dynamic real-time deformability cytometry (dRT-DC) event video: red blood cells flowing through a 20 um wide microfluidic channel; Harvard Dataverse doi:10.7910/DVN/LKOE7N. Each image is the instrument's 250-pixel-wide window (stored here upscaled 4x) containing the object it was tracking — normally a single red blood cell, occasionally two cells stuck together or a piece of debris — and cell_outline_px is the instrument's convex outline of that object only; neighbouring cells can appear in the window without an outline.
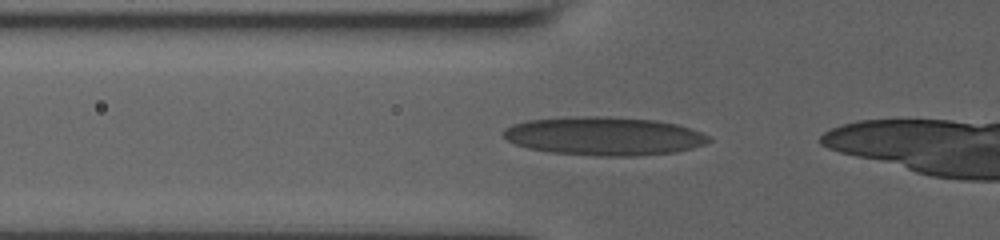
{"species": "human", "species_latin": "Homo sapiens", "temperature_condition": "room temperature", "stored_images_in_passage": 13, "camera_frame_rate_fps": 3000, "um_per_image_px": 0.085, "donor": {"sex": "male"}, "frame": {"image": 1, "passage_image": 6, "time_ms": 3.0, "image_size_px": [1000, 240], "cell_outline_px": [[712, 140], [704, 144], [692, 148], [676, 152], [636, 156], [596, 156], [552, 152], [528, 148], [516, 144], [508, 140], [504, 136], [504, 128], [512, 124], [528, 120], [576, 116], [608, 116], [656, 120], [676, 124], [692, 128], [712, 136]], "centroid_in_image_um": [51.39, 11.56], "position_along_channel_um": 74.4, "area_um2": 46.3}}
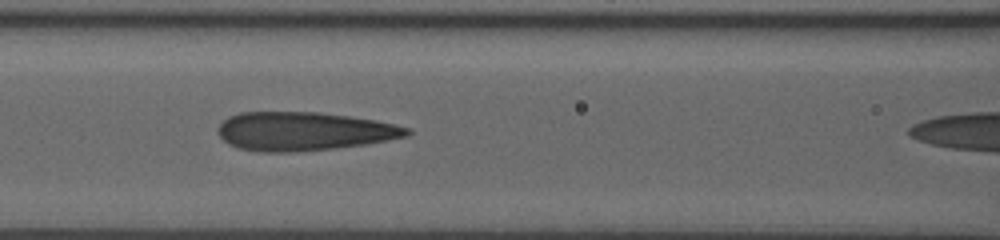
{"frame": {"image": 2, "passage_image": 9, "time_ms": 4.667, "image_size_px": [1000, 240], "cell_outline_px": [[412, 132], [408, 136], [388, 140], [364, 144], [336, 148], [288, 152], [260, 152], [236, 148], [228, 144], [220, 136], [216, 128], [228, 116], [240, 112], [320, 112], [376, 120], [412, 128]], "centroid_in_image_um": [25.82, 11.16], "position_along_channel_um": 140.8, "area_um2": 42.71}}
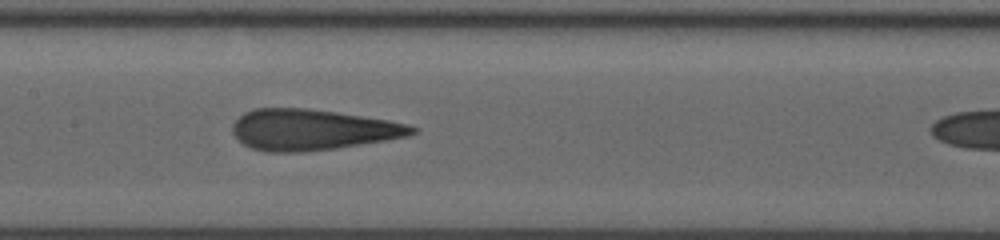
{"frame": {"image": 3, "passage_image": 11, "time_ms": 5.667, "image_size_px": [1000, 240], "cell_outline_px": [[420, 132], [408, 136], [388, 140], [336, 148], [300, 152], [268, 152], [252, 148], [244, 144], [232, 132], [232, 124], [244, 112], [252, 108], [304, 108], [336, 112], [388, 120], [408, 124], [420, 128]], "centroid_in_image_um": [26.57, 11.02], "position_along_channel_um": 180.8, "area_um2": 42.83}}